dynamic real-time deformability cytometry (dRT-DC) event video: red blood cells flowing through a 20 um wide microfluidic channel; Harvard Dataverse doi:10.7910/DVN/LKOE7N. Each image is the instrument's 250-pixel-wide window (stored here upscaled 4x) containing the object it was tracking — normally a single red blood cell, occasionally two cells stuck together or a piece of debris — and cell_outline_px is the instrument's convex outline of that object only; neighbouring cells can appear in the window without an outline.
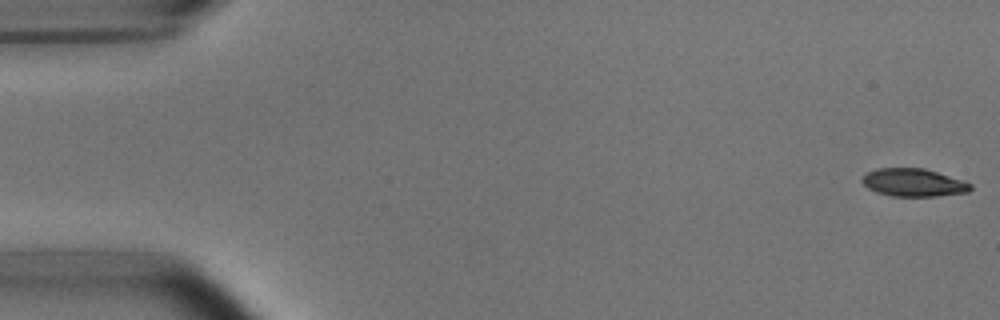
{"species": "common noctule bat (a hibernating species)", "species_latin": "Nyctalus noctula", "temperature_condition": "room temperature", "stored_images_in_passage": 51, "camera_frame_rate_fps": 3000, "um_per_image_px": 0.085, "animal": {"sex": "male", "body_mass_g": 15.6}, "frame": {"image": 1, "passage_image": 1, "time_ms": 0.0, "image_size_px": [1000, 320], "cell_outline_px": [[972, 188], [968, 192], [936, 196], [892, 196], [876, 192], [868, 188], [860, 180], [868, 172], [876, 168], [924, 168], [964, 180], [972, 184]], "centroid_in_image_um": [77.66, 15.51], "position_along_channel_um": 7.3, "area_um2": 17.63}}
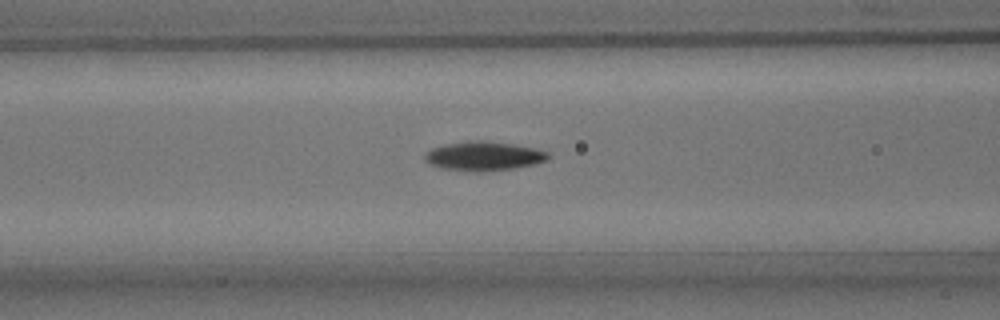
{"frame": {"image": 2, "passage_image": 21, "time_ms": 6.667, "image_size_px": [1000, 320], "cell_outline_px": [[552, 156], [548, 160], [536, 164], [516, 168], [484, 172], [476, 172], [444, 168], [428, 164], [424, 160], [424, 156], [432, 148], [448, 144], [468, 140], [484, 140], [512, 144], [536, 148], [552, 152]], "centroid_in_image_um": [41.2, 13.27], "position_along_channel_um": 125.4, "area_um2": 21.27}}
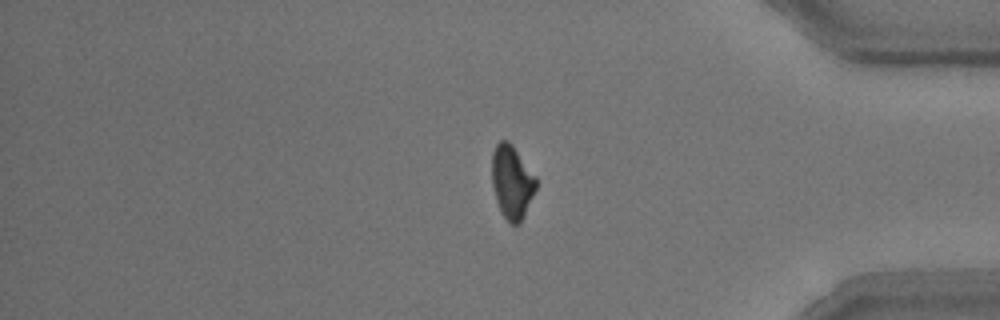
{"frame": {"image": 3, "passage_image": 44, "time_ms": 14.333, "image_size_px": [1000, 320], "cell_outline_px": [[536, 188], [524, 216], [520, 224], [512, 224], [504, 216], [496, 200], [492, 184], [492, 152], [496, 144], [500, 140], [508, 140], [512, 144], [536, 176]], "centroid_in_image_um": [43.51, 15.44], "position_along_channel_um": 391.7, "area_um2": 18.79}}